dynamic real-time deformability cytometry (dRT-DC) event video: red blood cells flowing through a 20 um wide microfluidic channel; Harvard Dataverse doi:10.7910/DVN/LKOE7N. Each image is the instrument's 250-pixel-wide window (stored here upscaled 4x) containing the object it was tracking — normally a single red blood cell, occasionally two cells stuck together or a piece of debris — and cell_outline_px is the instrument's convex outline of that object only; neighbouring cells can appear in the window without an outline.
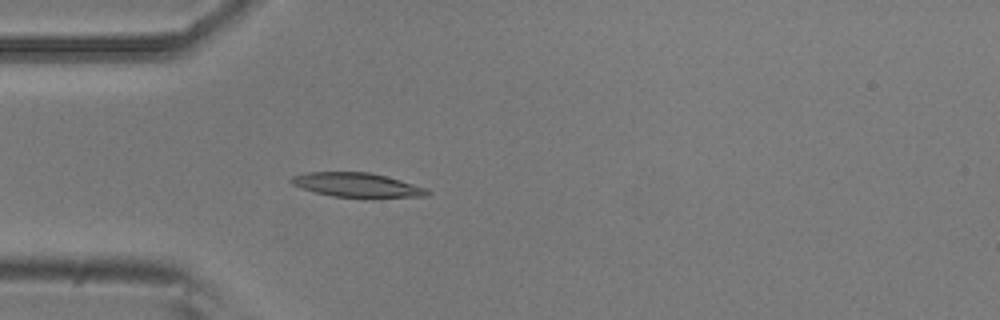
{"species": "common noctule bat (a hibernating species)", "species_latin": "Nyctalus noctula", "temperature_condition": "room temperature", "stored_images_in_passage": 4, "camera_frame_rate_fps": 3000, "um_per_image_px": 0.085, "animal": {"sex": "male", "body_mass_g": 20.5, "forearm_length_mm": 52.5}, "frame": {"image": 1, "passage_image": 4, "time_ms": 1.0, "image_size_px": [1000, 320], "cell_outline_px": [[432, 192], [428, 196], [364, 200], [332, 196], [300, 188], [292, 184], [288, 180], [292, 176], [308, 172], [368, 172], [384, 176], [428, 188]], "centroid_in_image_um": [30.4, 15.77], "position_along_channel_um": 54.6, "area_um2": 20.06}}